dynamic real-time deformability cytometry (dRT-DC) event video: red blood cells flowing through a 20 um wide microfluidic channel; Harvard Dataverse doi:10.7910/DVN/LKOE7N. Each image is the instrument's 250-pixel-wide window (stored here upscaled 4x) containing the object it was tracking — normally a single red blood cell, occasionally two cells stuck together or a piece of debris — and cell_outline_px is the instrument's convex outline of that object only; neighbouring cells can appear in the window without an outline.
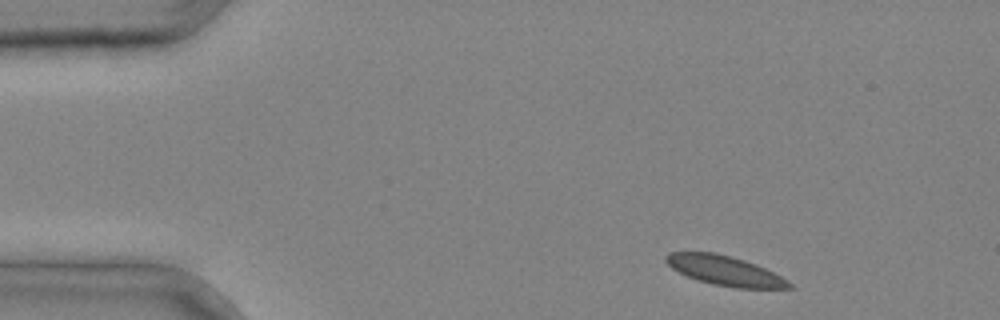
{"species": "common noctule bat (a hibernating species)", "species_latin": "Nyctalus noctula", "temperature_condition": "cold", "stored_images_in_passage": 2, "camera_frame_rate_fps": 3000, "um_per_image_px": 0.085, "animal": {"sex": "male", "body_mass_g": 20.4}, "frame": {"image": 1, "passage_image": 1, "time_ms": 0.0, "image_size_px": [1000, 320], "cell_outline_px": [[796, 288], [736, 288], [712, 284], [696, 280], [672, 268], [664, 260], [664, 256], [668, 252], [716, 252], [744, 260], [756, 264], [788, 280]], "centroid_in_image_um": [61.6, 23.0], "position_along_channel_um": 23.4, "area_um2": 21.27}}